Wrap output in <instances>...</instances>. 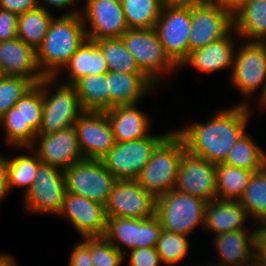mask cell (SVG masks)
Returning a JSON list of instances; mask_svg holds the SVG:
<instances>
[{
    "label": "cell",
    "mask_w": 266,
    "mask_h": 266,
    "mask_svg": "<svg viewBox=\"0 0 266 266\" xmlns=\"http://www.w3.org/2000/svg\"><path fill=\"white\" fill-rule=\"evenodd\" d=\"M199 266H200V265H199ZM202 266H203V265H202ZM204 266H226V265H221V264H215V265H214V264H213V265H212V264H209V265H208V264H207V265H204Z\"/></svg>",
    "instance_id": "52"
},
{
    "label": "cell",
    "mask_w": 266,
    "mask_h": 266,
    "mask_svg": "<svg viewBox=\"0 0 266 266\" xmlns=\"http://www.w3.org/2000/svg\"><path fill=\"white\" fill-rule=\"evenodd\" d=\"M155 201L136 180H116L105 205L106 217L149 219L155 215Z\"/></svg>",
    "instance_id": "13"
},
{
    "label": "cell",
    "mask_w": 266,
    "mask_h": 266,
    "mask_svg": "<svg viewBox=\"0 0 266 266\" xmlns=\"http://www.w3.org/2000/svg\"><path fill=\"white\" fill-rule=\"evenodd\" d=\"M218 4L222 9H225L232 15H234L239 9H241L248 0H211Z\"/></svg>",
    "instance_id": "47"
},
{
    "label": "cell",
    "mask_w": 266,
    "mask_h": 266,
    "mask_svg": "<svg viewBox=\"0 0 266 266\" xmlns=\"http://www.w3.org/2000/svg\"><path fill=\"white\" fill-rule=\"evenodd\" d=\"M249 103L220 109L206 123H193L175 130L184 140L186 150L214 164L224 163L229 151L246 133Z\"/></svg>",
    "instance_id": "1"
},
{
    "label": "cell",
    "mask_w": 266,
    "mask_h": 266,
    "mask_svg": "<svg viewBox=\"0 0 266 266\" xmlns=\"http://www.w3.org/2000/svg\"><path fill=\"white\" fill-rule=\"evenodd\" d=\"M65 194L64 170L41 163L33 184L24 193L25 207L34 213L59 215Z\"/></svg>",
    "instance_id": "12"
},
{
    "label": "cell",
    "mask_w": 266,
    "mask_h": 266,
    "mask_svg": "<svg viewBox=\"0 0 266 266\" xmlns=\"http://www.w3.org/2000/svg\"><path fill=\"white\" fill-rule=\"evenodd\" d=\"M96 42L104 55L108 71L142 73L122 38H104Z\"/></svg>",
    "instance_id": "35"
},
{
    "label": "cell",
    "mask_w": 266,
    "mask_h": 266,
    "mask_svg": "<svg viewBox=\"0 0 266 266\" xmlns=\"http://www.w3.org/2000/svg\"><path fill=\"white\" fill-rule=\"evenodd\" d=\"M128 28L152 29L160 17L163 0H120Z\"/></svg>",
    "instance_id": "33"
},
{
    "label": "cell",
    "mask_w": 266,
    "mask_h": 266,
    "mask_svg": "<svg viewBox=\"0 0 266 266\" xmlns=\"http://www.w3.org/2000/svg\"><path fill=\"white\" fill-rule=\"evenodd\" d=\"M207 201L187 193L171 191L155 201V216L163 230L188 235L197 225L204 227Z\"/></svg>",
    "instance_id": "5"
},
{
    "label": "cell",
    "mask_w": 266,
    "mask_h": 266,
    "mask_svg": "<svg viewBox=\"0 0 266 266\" xmlns=\"http://www.w3.org/2000/svg\"><path fill=\"white\" fill-rule=\"evenodd\" d=\"M229 35L224 38L209 43L201 49L189 52L187 58L180 64L179 69L189 65L200 72L207 73L233 68L236 50L234 49L235 41Z\"/></svg>",
    "instance_id": "22"
},
{
    "label": "cell",
    "mask_w": 266,
    "mask_h": 266,
    "mask_svg": "<svg viewBox=\"0 0 266 266\" xmlns=\"http://www.w3.org/2000/svg\"><path fill=\"white\" fill-rule=\"evenodd\" d=\"M74 126L84 159L101 160L116 143L105 112L84 111Z\"/></svg>",
    "instance_id": "18"
},
{
    "label": "cell",
    "mask_w": 266,
    "mask_h": 266,
    "mask_svg": "<svg viewBox=\"0 0 266 266\" xmlns=\"http://www.w3.org/2000/svg\"><path fill=\"white\" fill-rule=\"evenodd\" d=\"M81 11L71 9L54 17L42 44L36 50L37 64L44 77H57L71 56L87 39Z\"/></svg>",
    "instance_id": "2"
},
{
    "label": "cell",
    "mask_w": 266,
    "mask_h": 266,
    "mask_svg": "<svg viewBox=\"0 0 266 266\" xmlns=\"http://www.w3.org/2000/svg\"><path fill=\"white\" fill-rule=\"evenodd\" d=\"M224 163L254 173L266 166V153L245 133L229 151Z\"/></svg>",
    "instance_id": "32"
},
{
    "label": "cell",
    "mask_w": 266,
    "mask_h": 266,
    "mask_svg": "<svg viewBox=\"0 0 266 266\" xmlns=\"http://www.w3.org/2000/svg\"><path fill=\"white\" fill-rule=\"evenodd\" d=\"M77 1L79 0H42L43 4L45 3V5H42L40 0H39V7H42L44 9H46L48 11L47 6L49 7H55V8H59V9H66L65 7L68 8V6H74L75 3H77ZM47 4V6H46Z\"/></svg>",
    "instance_id": "48"
},
{
    "label": "cell",
    "mask_w": 266,
    "mask_h": 266,
    "mask_svg": "<svg viewBox=\"0 0 266 266\" xmlns=\"http://www.w3.org/2000/svg\"><path fill=\"white\" fill-rule=\"evenodd\" d=\"M155 29L165 52L179 67L189 54L191 3H164Z\"/></svg>",
    "instance_id": "8"
},
{
    "label": "cell",
    "mask_w": 266,
    "mask_h": 266,
    "mask_svg": "<svg viewBox=\"0 0 266 266\" xmlns=\"http://www.w3.org/2000/svg\"><path fill=\"white\" fill-rule=\"evenodd\" d=\"M239 202L255 223L266 221V166L252 174Z\"/></svg>",
    "instance_id": "34"
},
{
    "label": "cell",
    "mask_w": 266,
    "mask_h": 266,
    "mask_svg": "<svg viewBox=\"0 0 266 266\" xmlns=\"http://www.w3.org/2000/svg\"><path fill=\"white\" fill-rule=\"evenodd\" d=\"M86 27L87 39L98 41L104 38H121L129 29L120 0H85V8L81 12Z\"/></svg>",
    "instance_id": "17"
},
{
    "label": "cell",
    "mask_w": 266,
    "mask_h": 266,
    "mask_svg": "<svg viewBox=\"0 0 266 266\" xmlns=\"http://www.w3.org/2000/svg\"><path fill=\"white\" fill-rule=\"evenodd\" d=\"M174 189L204 199H217L216 164L186 151L182 157Z\"/></svg>",
    "instance_id": "16"
},
{
    "label": "cell",
    "mask_w": 266,
    "mask_h": 266,
    "mask_svg": "<svg viewBox=\"0 0 266 266\" xmlns=\"http://www.w3.org/2000/svg\"><path fill=\"white\" fill-rule=\"evenodd\" d=\"M18 15L0 9V42L17 38Z\"/></svg>",
    "instance_id": "42"
},
{
    "label": "cell",
    "mask_w": 266,
    "mask_h": 266,
    "mask_svg": "<svg viewBox=\"0 0 266 266\" xmlns=\"http://www.w3.org/2000/svg\"><path fill=\"white\" fill-rule=\"evenodd\" d=\"M230 231L214 236L219 263L226 266H255L254 229Z\"/></svg>",
    "instance_id": "21"
},
{
    "label": "cell",
    "mask_w": 266,
    "mask_h": 266,
    "mask_svg": "<svg viewBox=\"0 0 266 266\" xmlns=\"http://www.w3.org/2000/svg\"><path fill=\"white\" fill-rule=\"evenodd\" d=\"M58 216L68 218L82 238L104 236L106 233L105 206L83 196L66 192Z\"/></svg>",
    "instance_id": "19"
},
{
    "label": "cell",
    "mask_w": 266,
    "mask_h": 266,
    "mask_svg": "<svg viewBox=\"0 0 266 266\" xmlns=\"http://www.w3.org/2000/svg\"><path fill=\"white\" fill-rule=\"evenodd\" d=\"M14 260L11 255L0 253V266H16Z\"/></svg>",
    "instance_id": "49"
},
{
    "label": "cell",
    "mask_w": 266,
    "mask_h": 266,
    "mask_svg": "<svg viewBox=\"0 0 266 266\" xmlns=\"http://www.w3.org/2000/svg\"><path fill=\"white\" fill-rule=\"evenodd\" d=\"M26 149L35 151L42 163L61 170L84 159L75 126L49 135H37L31 147Z\"/></svg>",
    "instance_id": "15"
},
{
    "label": "cell",
    "mask_w": 266,
    "mask_h": 266,
    "mask_svg": "<svg viewBox=\"0 0 266 266\" xmlns=\"http://www.w3.org/2000/svg\"><path fill=\"white\" fill-rule=\"evenodd\" d=\"M186 146L173 130L153 150L136 181L155 198L174 189Z\"/></svg>",
    "instance_id": "3"
},
{
    "label": "cell",
    "mask_w": 266,
    "mask_h": 266,
    "mask_svg": "<svg viewBox=\"0 0 266 266\" xmlns=\"http://www.w3.org/2000/svg\"><path fill=\"white\" fill-rule=\"evenodd\" d=\"M162 230L160 220L155 215L149 219L107 218L104 236L125 257V251L121 248V244L130 250L156 247Z\"/></svg>",
    "instance_id": "14"
},
{
    "label": "cell",
    "mask_w": 266,
    "mask_h": 266,
    "mask_svg": "<svg viewBox=\"0 0 266 266\" xmlns=\"http://www.w3.org/2000/svg\"><path fill=\"white\" fill-rule=\"evenodd\" d=\"M164 3H197L204 0H163Z\"/></svg>",
    "instance_id": "51"
},
{
    "label": "cell",
    "mask_w": 266,
    "mask_h": 266,
    "mask_svg": "<svg viewBox=\"0 0 266 266\" xmlns=\"http://www.w3.org/2000/svg\"><path fill=\"white\" fill-rule=\"evenodd\" d=\"M121 38L127 50L133 55L141 72L155 85L162 80V73L178 70L160 42L155 28L128 29Z\"/></svg>",
    "instance_id": "6"
},
{
    "label": "cell",
    "mask_w": 266,
    "mask_h": 266,
    "mask_svg": "<svg viewBox=\"0 0 266 266\" xmlns=\"http://www.w3.org/2000/svg\"><path fill=\"white\" fill-rule=\"evenodd\" d=\"M66 192L105 206L116 182L101 160L83 159L64 170Z\"/></svg>",
    "instance_id": "9"
},
{
    "label": "cell",
    "mask_w": 266,
    "mask_h": 266,
    "mask_svg": "<svg viewBox=\"0 0 266 266\" xmlns=\"http://www.w3.org/2000/svg\"><path fill=\"white\" fill-rule=\"evenodd\" d=\"M248 217L239 201L215 199L206 204L203 228L215 232V236L246 230L244 223Z\"/></svg>",
    "instance_id": "25"
},
{
    "label": "cell",
    "mask_w": 266,
    "mask_h": 266,
    "mask_svg": "<svg viewBox=\"0 0 266 266\" xmlns=\"http://www.w3.org/2000/svg\"><path fill=\"white\" fill-rule=\"evenodd\" d=\"M21 154L8 157V185L9 190L13 187H23L26 193L34 182L39 165L42 163L37 154Z\"/></svg>",
    "instance_id": "36"
},
{
    "label": "cell",
    "mask_w": 266,
    "mask_h": 266,
    "mask_svg": "<svg viewBox=\"0 0 266 266\" xmlns=\"http://www.w3.org/2000/svg\"><path fill=\"white\" fill-rule=\"evenodd\" d=\"M0 72L5 76H18L38 84L44 79L40 71L36 50L20 38L0 42Z\"/></svg>",
    "instance_id": "20"
},
{
    "label": "cell",
    "mask_w": 266,
    "mask_h": 266,
    "mask_svg": "<svg viewBox=\"0 0 266 266\" xmlns=\"http://www.w3.org/2000/svg\"><path fill=\"white\" fill-rule=\"evenodd\" d=\"M55 81L56 77H44L38 83L43 91V112L37 135H49L72 127L84 112L74 85ZM52 87L54 92L50 94Z\"/></svg>",
    "instance_id": "4"
},
{
    "label": "cell",
    "mask_w": 266,
    "mask_h": 266,
    "mask_svg": "<svg viewBox=\"0 0 266 266\" xmlns=\"http://www.w3.org/2000/svg\"><path fill=\"white\" fill-rule=\"evenodd\" d=\"M231 81L243 97L252 96L262 87L259 101L266 108V47L262 42H242L235 52Z\"/></svg>",
    "instance_id": "7"
},
{
    "label": "cell",
    "mask_w": 266,
    "mask_h": 266,
    "mask_svg": "<svg viewBox=\"0 0 266 266\" xmlns=\"http://www.w3.org/2000/svg\"><path fill=\"white\" fill-rule=\"evenodd\" d=\"M109 110L138 102L156 86L143 73L107 72ZM149 90V91H148Z\"/></svg>",
    "instance_id": "23"
},
{
    "label": "cell",
    "mask_w": 266,
    "mask_h": 266,
    "mask_svg": "<svg viewBox=\"0 0 266 266\" xmlns=\"http://www.w3.org/2000/svg\"><path fill=\"white\" fill-rule=\"evenodd\" d=\"M42 7L18 15L17 37L35 50L42 44L54 16Z\"/></svg>",
    "instance_id": "30"
},
{
    "label": "cell",
    "mask_w": 266,
    "mask_h": 266,
    "mask_svg": "<svg viewBox=\"0 0 266 266\" xmlns=\"http://www.w3.org/2000/svg\"><path fill=\"white\" fill-rule=\"evenodd\" d=\"M233 22L238 38L261 42L266 37V0H248L233 15Z\"/></svg>",
    "instance_id": "27"
},
{
    "label": "cell",
    "mask_w": 266,
    "mask_h": 266,
    "mask_svg": "<svg viewBox=\"0 0 266 266\" xmlns=\"http://www.w3.org/2000/svg\"><path fill=\"white\" fill-rule=\"evenodd\" d=\"M234 29L233 15L211 0L191 3L189 52L218 41Z\"/></svg>",
    "instance_id": "11"
},
{
    "label": "cell",
    "mask_w": 266,
    "mask_h": 266,
    "mask_svg": "<svg viewBox=\"0 0 266 266\" xmlns=\"http://www.w3.org/2000/svg\"><path fill=\"white\" fill-rule=\"evenodd\" d=\"M162 263L156 247L136 248L130 250L128 266H159Z\"/></svg>",
    "instance_id": "41"
},
{
    "label": "cell",
    "mask_w": 266,
    "mask_h": 266,
    "mask_svg": "<svg viewBox=\"0 0 266 266\" xmlns=\"http://www.w3.org/2000/svg\"><path fill=\"white\" fill-rule=\"evenodd\" d=\"M91 248L93 266H120L124 261L121 253L105 236L83 237Z\"/></svg>",
    "instance_id": "39"
},
{
    "label": "cell",
    "mask_w": 266,
    "mask_h": 266,
    "mask_svg": "<svg viewBox=\"0 0 266 266\" xmlns=\"http://www.w3.org/2000/svg\"><path fill=\"white\" fill-rule=\"evenodd\" d=\"M253 172L225 163L216 164L217 199L239 201Z\"/></svg>",
    "instance_id": "29"
},
{
    "label": "cell",
    "mask_w": 266,
    "mask_h": 266,
    "mask_svg": "<svg viewBox=\"0 0 266 266\" xmlns=\"http://www.w3.org/2000/svg\"><path fill=\"white\" fill-rule=\"evenodd\" d=\"M43 91L38 84H34L22 96V116L25 124L38 133L42 123Z\"/></svg>",
    "instance_id": "40"
},
{
    "label": "cell",
    "mask_w": 266,
    "mask_h": 266,
    "mask_svg": "<svg viewBox=\"0 0 266 266\" xmlns=\"http://www.w3.org/2000/svg\"><path fill=\"white\" fill-rule=\"evenodd\" d=\"M67 68V81L74 84L78 79L108 72L106 60L96 41L86 39L71 56L65 66Z\"/></svg>",
    "instance_id": "26"
},
{
    "label": "cell",
    "mask_w": 266,
    "mask_h": 266,
    "mask_svg": "<svg viewBox=\"0 0 266 266\" xmlns=\"http://www.w3.org/2000/svg\"><path fill=\"white\" fill-rule=\"evenodd\" d=\"M8 192V157L0 154V203Z\"/></svg>",
    "instance_id": "46"
},
{
    "label": "cell",
    "mask_w": 266,
    "mask_h": 266,
    "mask_svg": "<svg viewBox=\"0 0 266 266\" xmlns=\"http://www.w3.org/2000/svg\"><path fill=\"white\" fill-rule=\"evenodd\" d=\"M266 47V37L261 41Z\"/></svg>",
    "instance_id": "53"
},
{
    "label": "cell",
    "mask_w": 266,
    "mask_h": 266,
    "mask_svg": "<svg viewBox=\"0 0 266 266\" xmlns=\"http://www.w3.org/2000/svg\"><path fill=\"white\" fill-rule=\"evenodd\" d=\"M255 266H266V254L255 256Z\"/></svg>",
    "instance_id": "50"
},
{
    "label": "cell",
    "mask_w": 266,
    "mask_h": 266,
    "mask_svg": "<svg viewBox=\"0 0 266 266\" xmlns=\"http://www.w3.org/2000/svg\"><path fill=\"white\" fill-rule=\"evenodd\" d=\"M168 134L116 142L101 161L117 180H136L150 160L153 150Z\"/></svg>",
    "instance_id": "10"
},
{
    "label": "cell",
    "mask_w": 266,
    "mask_h": 266,
    "mask_svg": "<svg viewBox=\"0 0 266 266\" xmlns=\"http://www.w3.org/2000/svg\"><path fill=\"white\" fill-rule=\"evenodd\" d=\"M254 229V248L255 256L266 254V221H260ZM259 225V226H258Z\"/></svg>",
    "instance_id": "45"
},
{
    "label": "cell",
    "mask_w": 266,
    "mask_h": 266,
    "mask_svg": "<svg viewBox=\"0 0 266 266\" xmlns=\"http://www.w3.org/2000/svg\"><path fill=\"white\" fill-rule=\"evenodd\" d=\"M0 125L3 126L6 142L10 147L25 149L31 147L34 143L37 133L25 124L22 116V97L11 107L3 118L0 120Z\"/></svg>",
    "instance_id": "31"
},
{
    "label": "cell",
    "mask_w": 266,
    "mask_h": 266,
    "mask_svg": "<svg viewBox=\"0 0 266 266\" xmlns=\"http://www.w3.org/2000/svg\"><path fill=\"white\" fill-rule=\"evenodd\" d=\"M68 266H93L91 248L83 239L74 246Z\"/></svg>",
    "instance_id": "43"
},
{
    "label": "cell",
    "mask_w": 266,
    "mask_h": 266,
    "mask_svg": "<svg viewBox=\"0 0 266 266\" xmlns=\"http://www.w3.org/2000/svg\"><path fill=\"white\" fill-rule=\"evenodd\" d=\"M137 105H120L105 111L116 142L138 140L150 134L149 118Z\"/></svg>",
    "instance_id": "24"
},
{
    "label": "cell",
    "mask_w": 266,
    "mask_h": 266,
    "mask_svg": "<svg viewBox=\"0 0 266 266\" xmlns=\"http://www.w3.org/2000/svg\"><path fill=\"white\" fill-rule=\"evenodd\" d=\"M34 85L30 79L18 76H0V120Z\"/></svg>",
    "instance_id": "38"
},
{
    "label": "cell",
    "mask_w": 266,
    "mask_h": 266,
    "mask_svg": "<svg viewBox=\"0 0 266 266\" xmlns=\"http://www.w3.org/2000/svg\"><path fill=\"white\" fill-rule=\"evenodd\" d=\"M156 250L165 265H173L188 254L189 241L186 235L162 230L156 245Z\"/></svg>",
    "instance_id": "37"
},
{
    "label": "cell",
    "mask_w": 266,
    "mask_h": 266,
    "mask_svg": "<svg viewBox=\"0 0 266 266\" xmlns=\"http://www.w3.org/2000/svg\"><path fill=\"white\" fill-rule=\"evenodd\" d=\"M39 7V0H0V9L20 15Z\"/></svg>",
    "instance_id": "44"
},
{
    "label": "cell",
    "mask_w": 266,
    "mask_h": 266,
    "mask_svg": "<svg viewBox=\"0 0 266 266\" xmlns=\"http://www.w3.org/2000/svg\"><path fill=\"white\" fill-rule=\"evenodd\" d=\"M73 85L83 111L105 112L109 110L107 73L82 77Z\"/></svg>",
    "instance_id": "28"
}]
</instances>
